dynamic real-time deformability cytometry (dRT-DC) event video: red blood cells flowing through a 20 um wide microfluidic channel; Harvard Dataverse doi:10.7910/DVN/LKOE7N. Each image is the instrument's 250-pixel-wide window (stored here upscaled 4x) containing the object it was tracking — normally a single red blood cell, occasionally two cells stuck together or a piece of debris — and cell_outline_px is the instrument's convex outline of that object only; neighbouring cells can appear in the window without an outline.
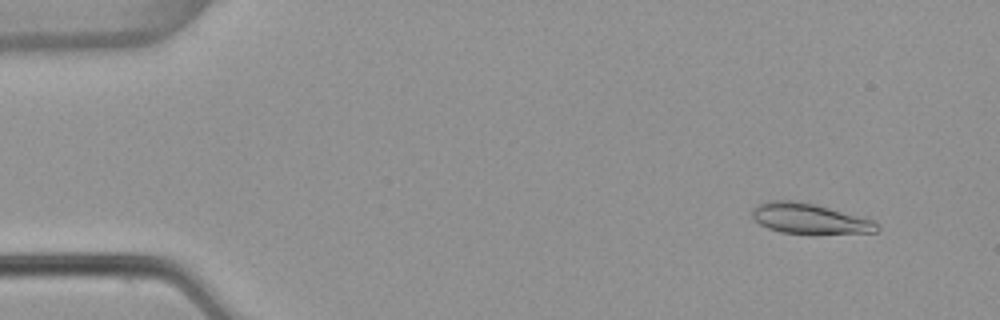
{"species": "common noctule bat (a hibernating species)", "species_latin": "Nyctalus noctula", "temperature_condition": "warm", "stored_images_in_passage": 54, "segment_of_instrument_passage": [1, 2], "camera_frame_rate_fps": 3000, "um_per_image_px": 0.085, "animal": {"sex": "female", "body_mass_g": 22.7, "forearm_length_mm": 54.2}, "frame": {"image": 1, "passage_image": 5, "time_ms": 1.333, "image_size_px": [1000, 320], "cell_outline_px": [[880, 228], [876, 232], [780, 232], [768, 228], [760, 224], [752, 216], [752, 208], [756, 204], [768, 200], [792, 200], [816, 204], [868, 216], [880, 224]], "centroid_in_image_um": [68.86, 18.53], "position_along_channel_um": 16.1, "area_um2": 22.14}}
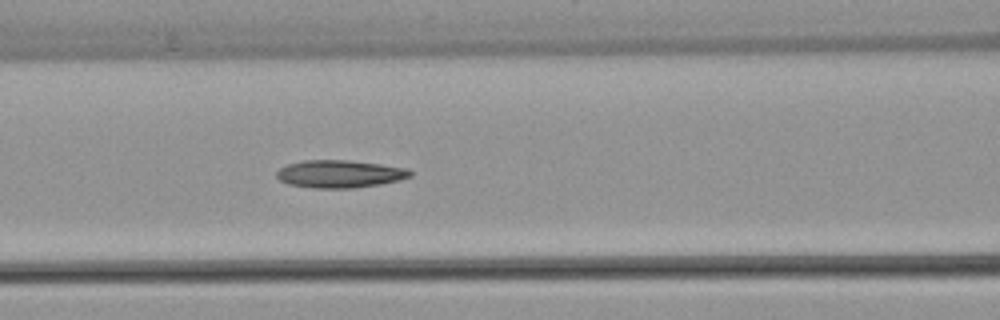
{"frame": {"image": 2, "passage_image": 23, "time_ms": 7.333, "image_size_px": [1000, 320], "cell_outline_px": [[412, 176], [400, 180], [380, 184], [356, 188], [312, 188], [288, 184], [280, 180], [276, 176], [276, 172], [280, 168], [288, 164], [304, 160], [348, 160], [380, 164], [408, 168], [412, 172]], "centroid_in_image_um": [28.89, 14.78], "position_along_channel_um": 137.7, "area_um2": 21.62}}
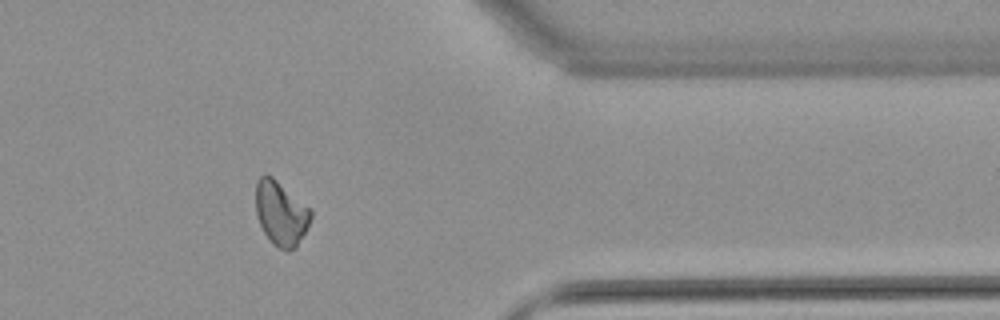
{"frame": {"image": 3, "passage_image": 44, "time_ms": 14.333, "image_size_px": [1000, 320], "cell_outline_px": [[312, 216], [296, 248], [288, 252], [272, 244], [264, 232], [256, 216], [256, 180], [264, 172], [272, 176], [312, 208]], "centroid_in_image_um": [23.87, 18.1], "position_along_channel_um": 387.5, "area_um2": 20.92}}